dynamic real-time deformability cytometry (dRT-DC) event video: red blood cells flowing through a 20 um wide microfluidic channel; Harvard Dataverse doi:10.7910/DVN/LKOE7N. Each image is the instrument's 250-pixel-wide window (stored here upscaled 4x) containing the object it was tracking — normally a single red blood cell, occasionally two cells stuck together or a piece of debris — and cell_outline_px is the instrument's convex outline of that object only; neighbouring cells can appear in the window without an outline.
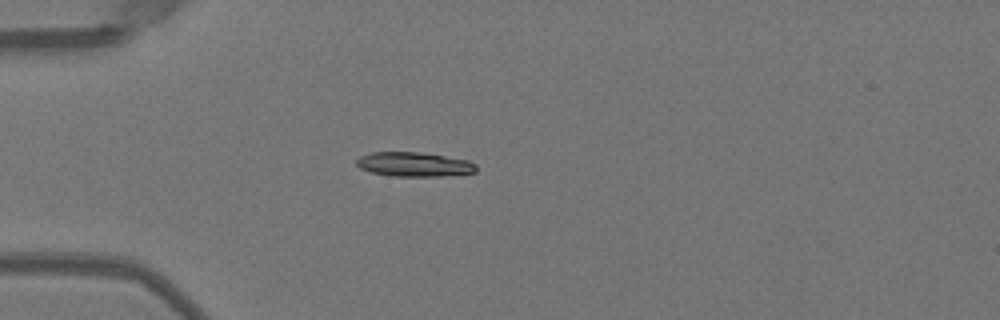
{"species": "Egyptian fruit bat (a non-hibernating species)", "species_latin": "Rousettus aegyptiacus", "temperature_condition": "warm", "stored_images_in_passage": 38, "camera_frame_rate_fps": 3000, "um_per_image_px": 0.085, "animal": {"sex": "female"}, "frame": {"image": 1, "passage_image": 1, "time_ms": 0.0, "image_size_px": [1000, 320], "cell_outline_px": [[476, 172], [440, 176], [392, 176], [372, 172], [360, 168], [356, 164], [356, 160], [360, 156], [372, 152], [420, 152], [468, 160], [476, 164]], "centroid_in_image_um": [35.19, 13.97], "position_along_channel_um": 49.8, "area_um2": 16.88}}
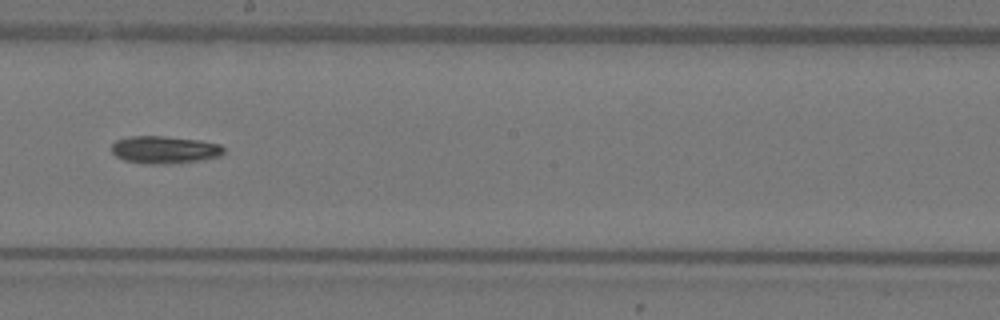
{"frame": {"image": 2, "passage_image": 16, "time_ms": 5.0, "image_size_px": [1000, 320], "cell_outline_px": [[224, 152], [220, 156], [196, 160], [168, 164], [148, 164], [124, 160], [116, 156], [112, 152], [112, 144], [116, 140], [128, 136], [164, 136], [200, 140], [220, 144], [224, 148]], "centroid_in_image_um": [13.96, 12.72], "position_along_channel_um": 234.2, "area_um2": 17.92}}
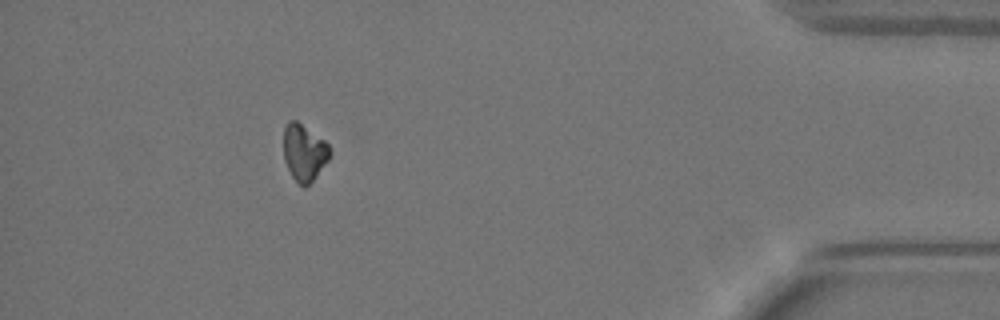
{"frame": {"image": 3, "passage_image": 33, "time_ms": 10.667, "image_size_px": [1000, 320], "cell_outline_px": [[332, 152], [328, 160], [316, 176], [304, 188], [292, 176], [284, 160], [284, 128], [288, 120], [296, 120], [324, 140], [328, 144]], "centroid_in_image_um": [25.85, 12.94], "position_along_channel_um": 409.3, "area_um2": 15.14}, "authors_computed_cell_mechanics": {"area_um2": 16.9354, "velocity_mm_per_s": 3.985, "shape_relaxation_time_tau1_ms": 2.9334, "shape_relaxation_time_tau2_ms": null, "deformation_change_tau1": 0.139, "deformation_change_tau2": null}}